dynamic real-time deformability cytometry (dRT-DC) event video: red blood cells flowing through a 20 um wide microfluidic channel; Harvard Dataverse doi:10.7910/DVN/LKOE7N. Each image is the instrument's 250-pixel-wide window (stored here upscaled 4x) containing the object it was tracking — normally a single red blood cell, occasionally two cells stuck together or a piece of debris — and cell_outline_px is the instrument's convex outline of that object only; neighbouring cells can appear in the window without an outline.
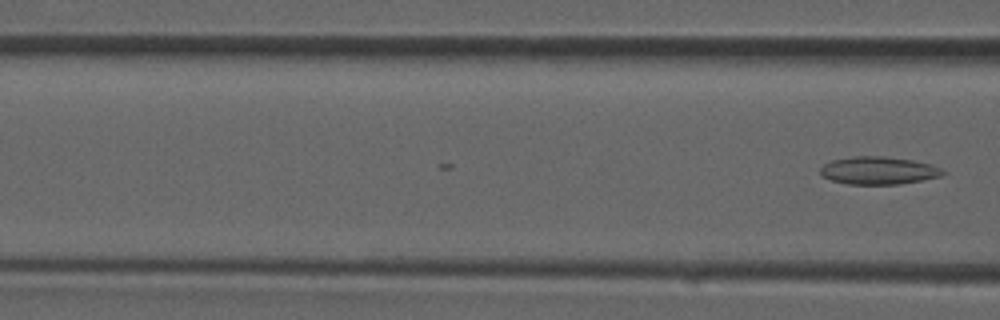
{"species": "common noctule bat (a hibernating species)", "species_latin": "Nyctalus noctula", "temperature_condition": "room temperature", "stored_images_in_passage": 8, "camera_frame_rate_fps": 3000, "um_per_image_px": 0.085, "animal": {"sex": "male", "forearm_length_mm": 52.5}, "frame": {"image": 1, "passage_image": 8, "time_ms": 2.333, "image_size_px": [1000, 320], "cell_outline_px": [[948, 172], [940, 176], [900, 184], [848, 184], [832, 180], [820, 176], [820, 168], [824, 164], [832, 160], [852, 156], [884, 156], [912, 160], [932, 164]], "centroid_in_image_um": [74.66, 14.49], "position_along_channel_um": 91.9, "area_um2": 19.83}}